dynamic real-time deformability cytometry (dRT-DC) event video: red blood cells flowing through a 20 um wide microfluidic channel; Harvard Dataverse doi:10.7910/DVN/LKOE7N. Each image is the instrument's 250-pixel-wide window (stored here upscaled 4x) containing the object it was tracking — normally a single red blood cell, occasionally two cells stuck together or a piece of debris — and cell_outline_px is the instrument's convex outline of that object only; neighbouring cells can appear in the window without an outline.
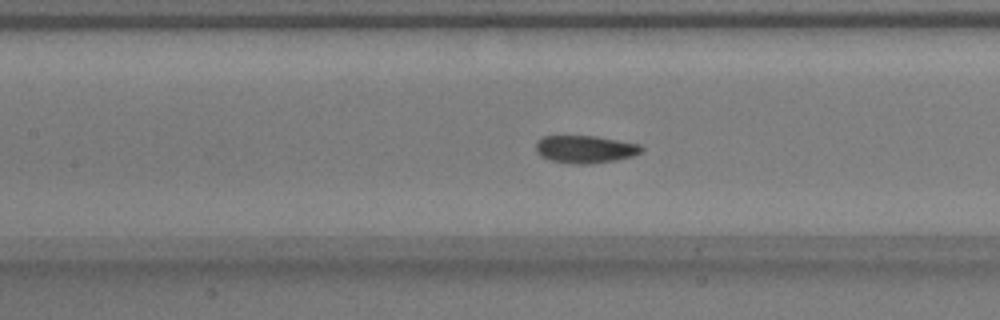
{"species": "common noctule bat (a hibernating species)", "species_latin": "Nyctalus noctula", "temperature_condition": "warm", "stored_images_in_passage": 52, "camera_frame_rate_fps": 3000, "um_per_image_px": 0.085, "animal": {"sex": "male", "body_mass_g": 17.9}, "frame": {"image": 1, "passage_image": 23, "time_ms": 7.333, "image_size_px": [1000, 320], "cell_outline_px": [[644, 148], [640, 152], [632, 156], [616, 160], [592, 164], [576, 164], [552, 160], [540, 156], [536, 152], [536, 140], [544, 136], [596, 136], [640, 144]], "centroid_in_image_um": [49.73, 12.68], "position_along_channel_um": 157.7, "area_um2": 16.99}}
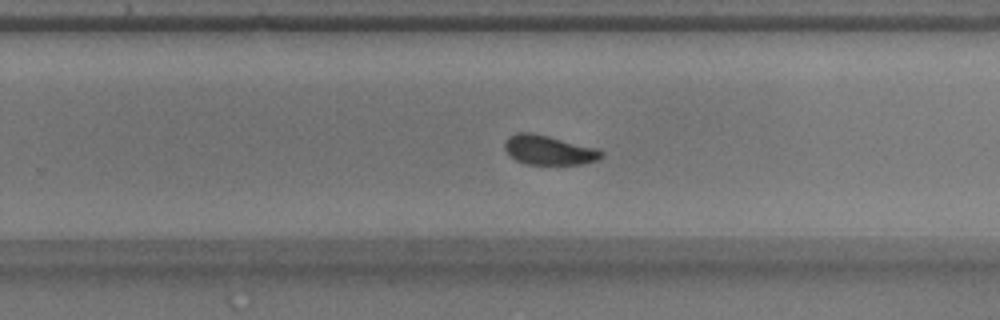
{"frame": {"image": 2, "passage_image": 33, "time_ms": 10.667, "image_size_px": [1000, 320], "cell_outline_px": [[604, 156], [596, 160], [584, 164], [524, 164], [516, 160], [504, 148], [504, 144], [508, 136], [516, 132], [532, 132], [596, 148], [604, 152]], "centroid_in_image_um": [46.64, 12.75], "position_along_channel_um": 283.2, "area_um2": 16.53}}
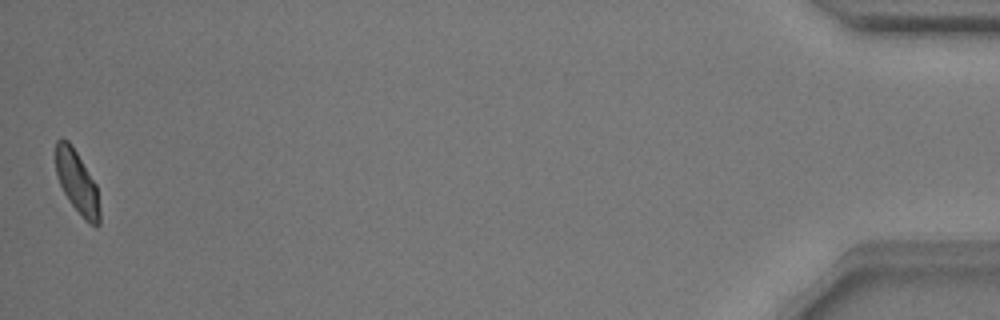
{"frame": {"image": 3, "passage_image": 52, "time_ms": 17.0, "image_size_px": [1000, 320], "cell_outline_px": [[100, 224], [96, 228], [88, 224], [84, 220], [68, 200], [60, 184], [56, 172], [56, 140], [60, 136], [68, 140], [72, 144], [96, 184], [100, 212]], "centroid_in_image_um": [6.56, 15.51], "position_along_channel_um": 428.6, "area_um2": 16.3}, "authors_computed_cell_mechanics": {"area_um2": 16.8776, "velocity_mm_per_s": 3.78, "shape_relaxation_time_tau1_ms": 2.9419, "shape_relaxation_time_tau2_ms": 1.2656, "deformation_change_tau1": 0.1192, "deformation_change_tau2": 0.0447}}